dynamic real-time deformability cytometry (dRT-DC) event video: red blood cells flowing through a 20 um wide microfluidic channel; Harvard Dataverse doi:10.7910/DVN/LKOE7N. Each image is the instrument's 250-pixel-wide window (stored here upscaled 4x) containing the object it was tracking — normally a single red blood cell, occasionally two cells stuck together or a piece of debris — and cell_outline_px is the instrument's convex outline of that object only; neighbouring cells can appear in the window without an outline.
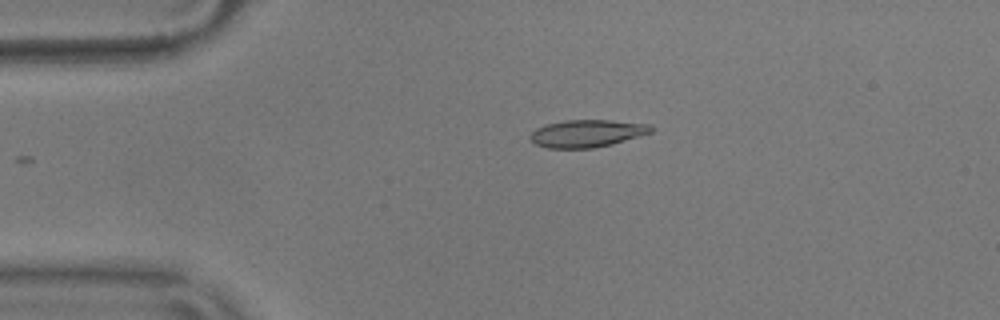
{"species": "common noctule bat (a hibernating species)", "species_latin": "Nyctalus noctula", "temperature_condition": "warm", "stored_images_in_passage": 39, "camera_frame_rate_fps": 3000, "um_per_image_px": 0.085, "animal": {"sex": "male", "body_mass_g": 17.9}, "frame": {"image": 1, "passage_image": 1, "time_ms": 0.0, "image_size_px": [1000, 320], "cell_outline_px": [[656, 128], [652, 132], [612, 144], [592, 148], [548, 148], [536, 144], [528, 136], [536, 128], [544, 124], [564, 120], [612, 120], [652, 124]], "centroid_in_image_um": [49.92, 11.32], "position_along_channel_um": 35.1, "area_um2": 19.48}}
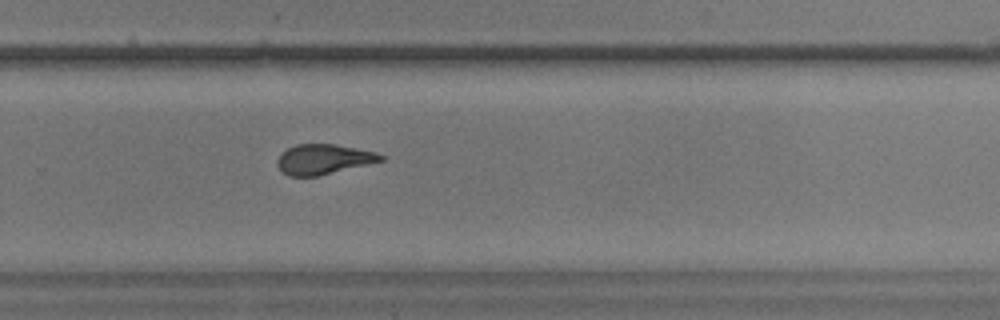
{"frame": {"image": 2, "passage_image": 26, "time_ms": 8.333, "image_size_px": [1000, 320], "cell_outline_px": [[384, 160], [316, 176], [288, 176], [276, 164], [276, 160], [280, 152], [296, 144], [336, 144], [376, 152], [384, 156]], "centroid_in_image_um": [27.46, 13.52], "position_along_channel_um": 302.3, "area_um2": 17.98}}
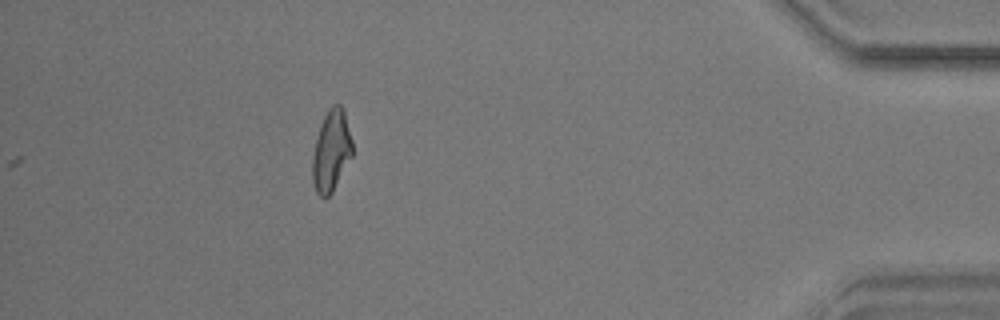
{"frame": {"image": 3, "passage_image": 39, "time_ms": 12.667, "image_size_px": [1000, 320], "cell_outline_px": [[352, 156], [332, 192], [324, 200], [316, 192], [312, 180], [312, 156], [320, 124], [328, 108], [332, 104], [340, 104], [344, 108], [352, 140]], "centroid_in_image_um": [28.15, 12.81], "position_along_channel_um": 407.0, "area_um2": 19.07}, "authors_computed_cell_mechanics": {"area_um2": 18.3226, "velocity_mm_per_s": 3.6225, "shape_relaxation_time_tau1_ms": null, "shape_relaxation_time_tau2_ms": 1.9652, "deformation_change_tau1": null, "deformation_change_tau2": 0.0823}}